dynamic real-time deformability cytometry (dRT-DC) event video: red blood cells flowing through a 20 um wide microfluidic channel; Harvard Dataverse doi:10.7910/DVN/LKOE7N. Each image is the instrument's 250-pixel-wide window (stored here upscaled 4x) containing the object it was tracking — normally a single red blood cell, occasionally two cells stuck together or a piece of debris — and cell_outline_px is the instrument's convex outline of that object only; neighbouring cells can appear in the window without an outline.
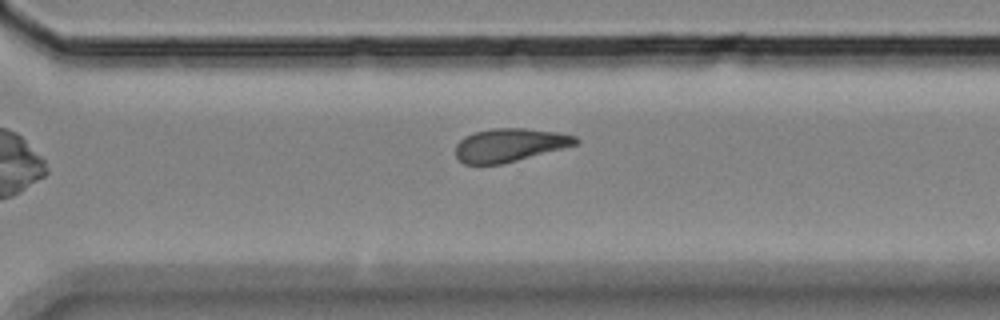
{"species": "Egyptian fruit bat (a non-hibernating species)", "species_latin": "Rousettus aegyptiacus", "temperature_condition": "room temperature", "stored_images_in_passage": 10, "camera_frame_rate_fps": 3000, "um_per_image_px": 0.085, "animal": {"sex": "female"}, "frame": {"image": 1, "passage_image": 10, "time_ms": 10.667, "image_size_px": [1000, 320], "cell_outline_px": [[580, 140], [576, 144], [516, 160], [500, 164], [464, 164], [456, 156], [456, 144], [464, 136], [476, 132], [492, 128], [524, 128], [556, 132], [576, 136]], "centroid_in_image_um": [43.28, 12.32], "position_along_channel_um": 327.3, "area_um2": 22.89}}